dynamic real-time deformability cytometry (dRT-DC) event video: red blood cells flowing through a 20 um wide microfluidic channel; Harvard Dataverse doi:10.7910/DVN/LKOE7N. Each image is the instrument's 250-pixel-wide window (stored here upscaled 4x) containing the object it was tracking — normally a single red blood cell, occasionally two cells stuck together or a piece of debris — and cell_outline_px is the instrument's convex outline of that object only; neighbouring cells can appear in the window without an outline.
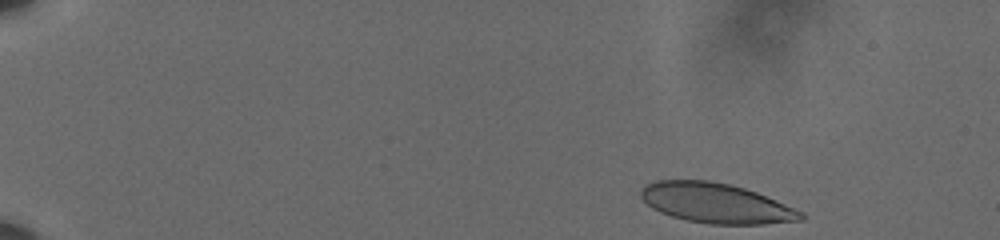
{"species": "human", "species_latin": "Homo sapiens", "temperature_condition": "cold", "stored_images_in_passage": 52, "camera_frame_rate_fps": 3000, "um_per_image_px": 0.085, "donor": {"sex": "male"}, "frame": {"image": 1, "passage_image": 1, "time_ms": 0.0, "image_size_px": [1000, 240], "cell_outline_px": [[804, 220], [764, 224], [708, 224], [688, 220], [672, 216], [660, 212], [652, 208], [640, 196], [640, 188], [644, 184], [656, 180], [708, 180], [732, 184], [756, 192], [776, 200], [804, 212]], "centroid_in_image_um": [60.85, 17.26], "position_along_channel_um": 24.1, "area_um2": 37.34}}
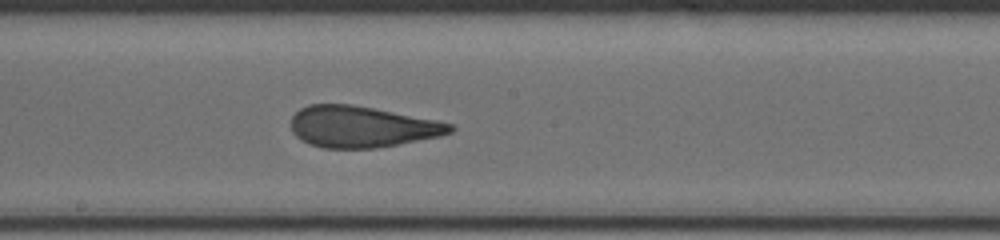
{"frame": {"image": 2, "passage_image": 28, "time_ms": 9.0, "image_size_px": [1000, 240], "cell_outline_px": [[456, 128], [452, 132], [440, 136], [376, 148], [324, 148], [308, 144], [300, 140], [292, 132], [292, 116], [300, 108], [308, 104], [352, 104], [436, 120], [452, 124]], "centroid_in_image_um": [30.73, 10.77], "position_along_channel_um": 217.5, "area_um2": 38.21}}
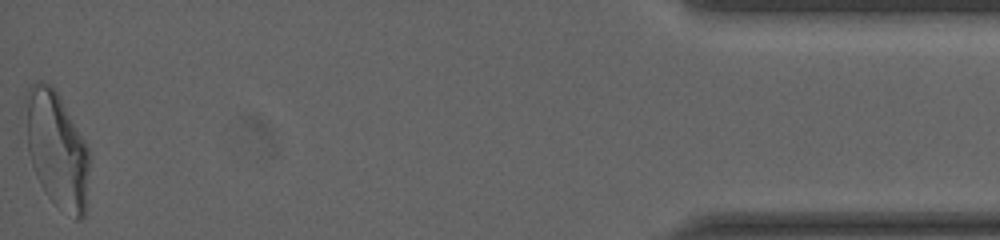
{"frame": {"image": 3, "passage_image": 52, "time_ms": 17.0, "image_size_px": [1000, 240], "cell_outline_px": [[88, 172], [84, 216], [80, 220], [76, 220], [56, 204], [44, 192], [36, 176], [28, 152], [20, 112], [24, 96], [28, 84], [36, 80], [40, 80], [52, 84], [60, 96], [84, 140], [88, 148]], "centroid_in_image_um": [4.72, 12.57], "position_along_channel_um": 430.5, "area_um2": 44.22}, "authors_computed_cell_mechanics": {"area_um2": 39.1017, "velocity_mm_per_s": 3.6012, "shape_relaxation_time_tau1_ms": 8.3956, "shape_relaxation_time_tau2_ms": 1.1229, "deformation_change_tau1": 0.2371, "deformation_change_tau2": 0.1018}}